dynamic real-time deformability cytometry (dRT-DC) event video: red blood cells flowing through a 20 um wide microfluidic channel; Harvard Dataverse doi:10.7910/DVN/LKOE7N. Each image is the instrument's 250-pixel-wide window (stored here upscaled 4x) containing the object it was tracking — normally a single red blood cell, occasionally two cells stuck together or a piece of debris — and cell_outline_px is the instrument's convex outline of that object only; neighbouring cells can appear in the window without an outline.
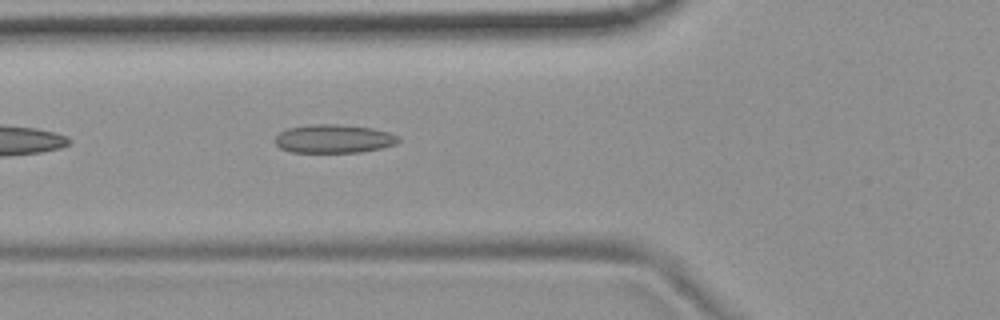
{"species": "common noctule bat (a hibernating species)", "species_latin": "Nyctalus noctula", "temperature_condition": "room temperature", "stored_images_in_passage": 12, "camera_frame_rate_fps": 3000, "um_per_image_px": 0.085, "animal": {"sex": "female", "body_mass_g": 19.9}, "frame": {"image": 1, "passage_image": 6, "time_ms": 1.667, "image_size_px": [1000, 320], "cell_outline_px": [[400, 140], [396, 144], [380, 148], [360, 152], [292, 152], [280, 148], [276, 144], [276, 136], [280, 132], [288, 128], [312, 124], [336, 124], [372, 128], [388, 132], [396, 136]], "centroid_in_image_um": [28.36, 11.79], "position_along_channel_um": 97.4, "area_um2": 20.29}}
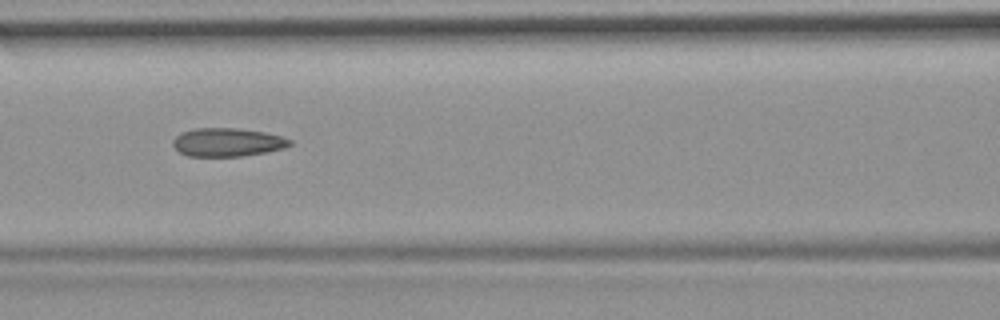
{"frame": {"image": 2, "passage_image": 10, "time_ms": 3.0, "image_size_px": [1000, 320], "cell_outline_px": [[292, 144], [284, 148], [264, 152], [240, 156], [188, 156], [180, 152], [172, 144], [172, 140], [180, 132], [196, 128], [236, 128], [264, 132], [280, 136], [292, 140]], "centroid_in_image_um": [19.3, 12.08], "position_along_channel_um": 147.3, "area_um2": 19.25}}